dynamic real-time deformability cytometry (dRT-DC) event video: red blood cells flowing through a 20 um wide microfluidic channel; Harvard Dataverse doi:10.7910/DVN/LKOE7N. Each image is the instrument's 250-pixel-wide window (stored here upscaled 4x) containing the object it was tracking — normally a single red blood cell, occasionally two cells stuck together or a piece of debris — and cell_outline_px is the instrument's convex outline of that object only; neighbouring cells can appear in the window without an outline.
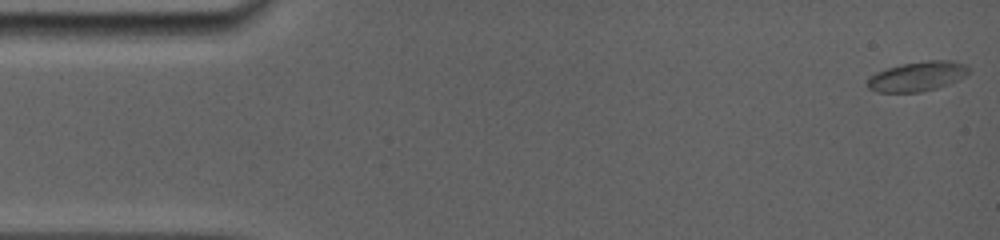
{"species": "common noctule bat (a hibernating species)", "species_latin": "Nyctalus noctula", "temperature_condition": "room temperature", "stored_images_in_passage": 7, "camera_frame_rate_fps": 5000, "um_per_image_px": 0.085, "animal": {"sex": "female", "body_mass_g": 19.0, "forearm_length_mm": 56.7}, "frame": {"image": 1, "passage_image": 1, "time_ms": 0.0, "image_size_px": [1000, 240], "cell_outline_px": [[968, 72], [960, 80], [936, 88], [920, 92], [876, 92], [868, 88], [868, 76], [876, 72], [888, 68], [904, 64], [928, 60], [952, 60], [964, 64], [968, 68]], "centroid_in_image_um": [77.96, 6.49], "position_along_channel_um": 7.0, "area_um2": 17.4}}
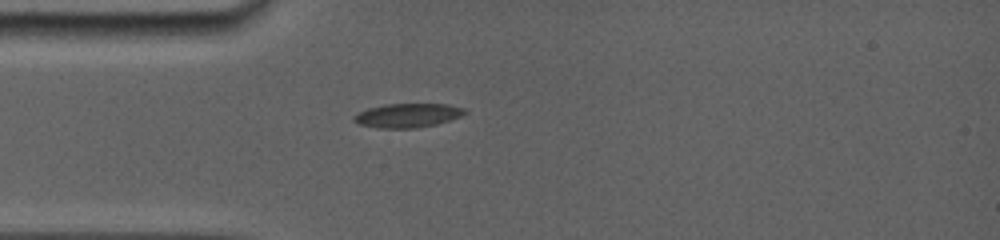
{"frame": {"image": 2, "passage_image": 7, "time_ms": 4.2, "image_size_px": [1000, 240], "cell_outline_px": [[468, 112], [460, 116], [436, 124], [416, 128], [376, 128], [360, 124], [352, 120], [352, 116], [368, 108], [384, 104], [448, 104], [464, 108]], "centroid_in_image_um": [34.63, 9.81], "position_along_channel_um": 50.4, "area_um2": 15.49}}